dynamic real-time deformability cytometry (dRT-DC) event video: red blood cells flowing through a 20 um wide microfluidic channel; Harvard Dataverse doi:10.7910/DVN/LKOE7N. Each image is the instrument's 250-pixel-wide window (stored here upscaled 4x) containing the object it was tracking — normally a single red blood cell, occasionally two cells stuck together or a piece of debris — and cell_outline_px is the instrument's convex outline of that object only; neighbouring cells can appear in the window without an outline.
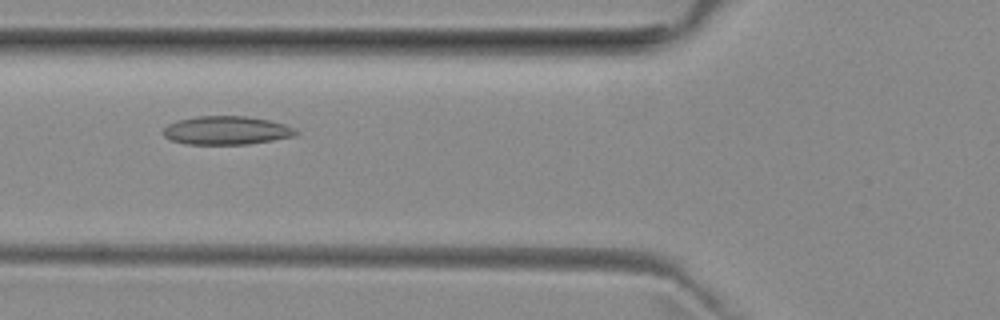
{"species": "common noctule bat (a hibernating species)", "species_latin": "Nyctalus noctula", "temperature_condition": "room temperature", "stored_images_in_passage": 15, "camera_frame_rate_fps": 3000, "um_per_image_px": 0.085, "animal": {"sex": "female", "body_mass_g": 29.2, "forearm_length_mm": 56.3}, "frame": {"image": 1, "passage_image": 15, "time_ms": 4.667, "image_size_px": [1000, 320], "cell_outline_px": [[300, 132], [296, 136], [248, 144], [188, 144], [172, 140], [164, 136], [160, 132], [168, 124], [180, 120], [196, 116], [248, 116], [268, 120], [284, 124], [296, 128]], "centroid_in_image_um": [19.28, 11.08], "position_along_channel_um": 106.5, "area_um2": 22.08}}